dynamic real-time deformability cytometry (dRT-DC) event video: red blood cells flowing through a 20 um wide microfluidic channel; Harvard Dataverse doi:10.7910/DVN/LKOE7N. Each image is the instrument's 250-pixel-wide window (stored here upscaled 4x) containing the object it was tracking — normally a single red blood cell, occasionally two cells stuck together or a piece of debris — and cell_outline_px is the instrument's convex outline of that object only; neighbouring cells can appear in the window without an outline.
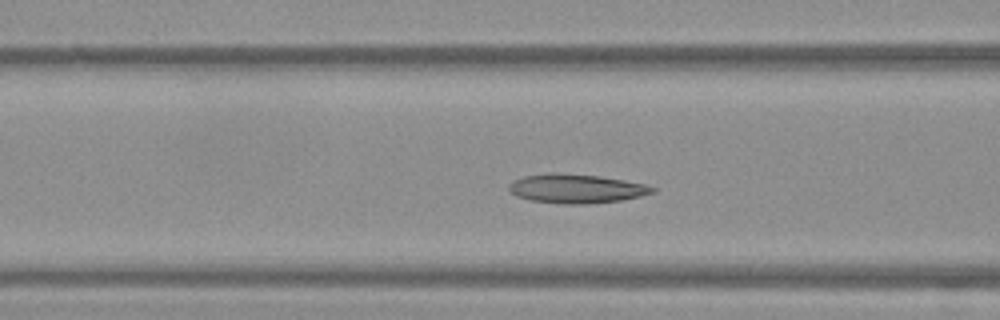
{"species": "Egyptian fruit bat (a non-hibernating species)", "species_latin": "Rousettus aegyptiacus", "temperature_condition": "warm", "stored_images_in_passage": 51, "camera_frame_rate_fps": 3000, "um_per_image_px": 0.085, "frame": {"image": 1, "passage_image": 18, "time_ms": 5.667, "image_size_px": [1000, 320], "cell_outline_px": [[656, 192], [640, 196], [620, 200], [584, 204], [564, 204], [532, 200], [516, 196], [508, 188], [508, 184], [512, 180], [524, 176], [552, 172], [600, 176], [624, 180], [644, 184], [656, 188]], "centroid_in_image_um": [48.96, 16.02], "position_along_channel_um": 117.6, "area_um2": 24.22}}
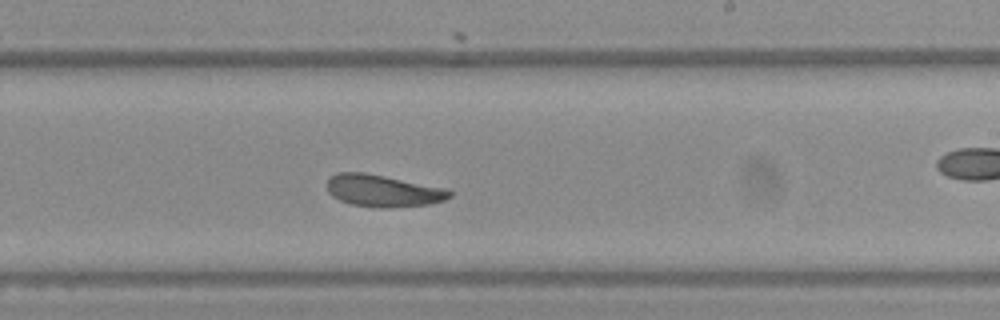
{"frame": {"image": 2, "passage_image": 29, "time_ms": 9.333, "image_size_px": [1000, 320], "cell_outline_px": [[452, 196], [444, 200], [428, 204], [388, 208], [376, 208], [352, 204], [340, 200], [332, 196], [328, 192], [328, 176], [336, 172], [364, 172], [448, 188], [452, 192]], "centroid_in_image_um": [32.56, 16.21], "position_along_channel_um": 256.4, "area_um2": 23.06}}
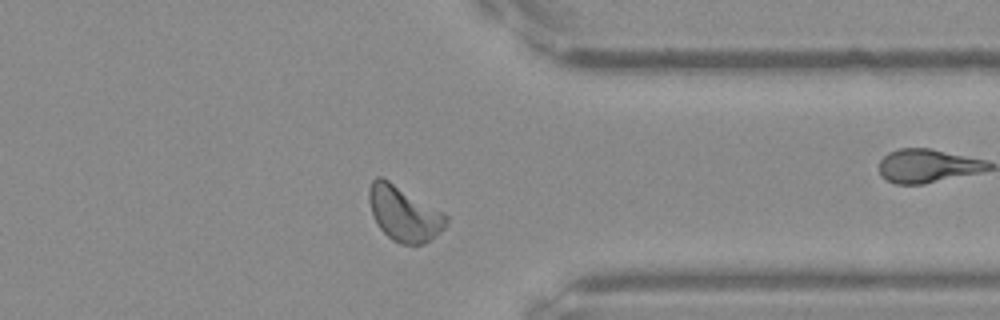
{"frame": {"image": 3, "passage_image": 39, "time_ms": 12.667, "image_size_px": [1000, 320], "cell_outline_px": [[448, 224], [432, 240], [424, 244], [400, 244], [392, 240], [380, 228], [372, 212], [368, 200], [368, 188], [372, 180], [376, 176], [380, 176], [388, 180], [444, 212], [448, 216]], "centroid_in_image_um": [34.36, 18.16], "position_along_channel_um": 377.0, "area_um2": 24.74}, "authors_computed_cell_mechanics": {"area_um2": 23.698, "velocity_mm_per_s": 3.7914, "shape_relaxation_time_tau1_ms": 3.7665, "shape_relaxation_time_tau2_ms": 1.8913, "deformation_change_tau1": 0.1124, "deformation_change_tau2": 0.0812}}